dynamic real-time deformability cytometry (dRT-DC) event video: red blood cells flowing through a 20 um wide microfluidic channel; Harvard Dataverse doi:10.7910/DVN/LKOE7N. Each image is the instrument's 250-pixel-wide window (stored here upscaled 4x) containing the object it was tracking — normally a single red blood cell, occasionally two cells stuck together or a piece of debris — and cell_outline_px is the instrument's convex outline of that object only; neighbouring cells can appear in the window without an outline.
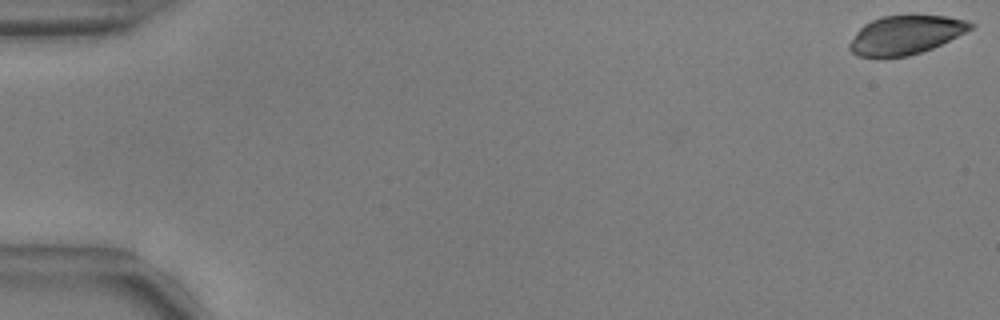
{"species": "common noctule bat (a hibernating species)", "species_latin": "Nyctalus noctula", "temperature_condition": "warm", "stored_images_in_passage": 14, "camera_frame_rate_fps": 3000, "um_per_image_px": 0.085, "animal": {"sex": "male", "body_mass_g": 17.9, "forearm_length_mm": 54.2}, "frame": {"image": 1, "passage_image": 1, "time_ms": 0.0, "image_size_px": [1000, 320], "cell_outline_px": [[976, 24], [972, 28], [932, 48], [908, 56], [856, 56], [848, 48], [848, 44], [856, 32], [864, 24], [872, 20], [884, 16], [948, 16], [968, 20]], "centroid_in_image_um": [76.96, 2.96], "position_along_channel_um": 8.0, "area_um2": 26.88}}
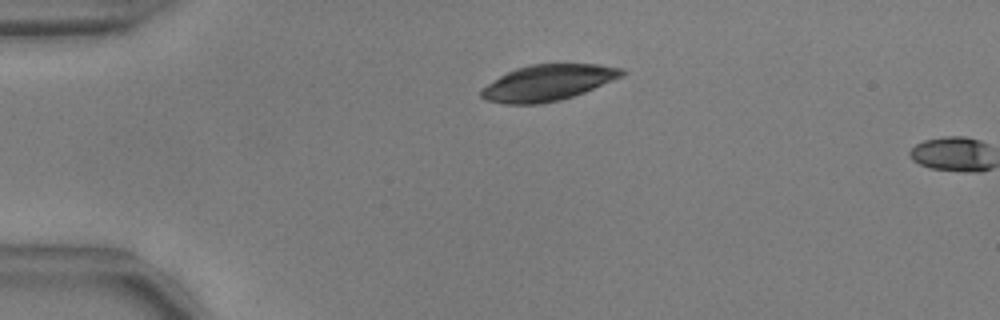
{"frame": {"image": 2, "passage_image": 13, "time_ms": 4.0, "image_size_px": [1000, 320], "cell_outline_px": [[628, 72], [624, 76], [584, 92], [560, 100], [540, 104], [504, 104], [484, 100], [480, 96], [480, 88], [500, 76], [516, 68], [532, 64], [596, 64], [624, 68]], "centroid_in_image_um": [46.57, 7.03], "position_along_channel_um": 38.4, "area_um2": 29.65}}